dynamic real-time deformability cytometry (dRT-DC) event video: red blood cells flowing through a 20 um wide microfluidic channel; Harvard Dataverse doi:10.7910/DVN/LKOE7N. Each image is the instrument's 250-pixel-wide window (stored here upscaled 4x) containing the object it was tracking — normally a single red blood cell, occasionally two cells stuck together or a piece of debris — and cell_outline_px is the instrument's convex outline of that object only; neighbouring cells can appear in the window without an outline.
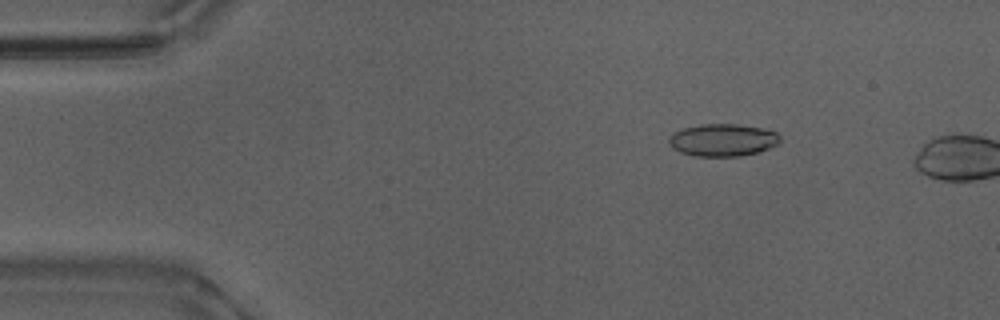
{"species": "Egyptian fruit bat (a non-hibernating species)", "species_latin": "Rousettus aegyptiacus", "temperature_condition": "warm", "stored_images_in_passage": 9, "camera_frame_rate_fps": 3000, "um_per_image_px": 0.085, "animal": {"sex": "male"}, "frame": {"image": 1, "passage_image": 7, "time_ms": 2.0, "image_size_px": [1000, 320], "cell_outline_px": [[780, 140], [776, 144], [768, 148], [756, 152], [740, 156], [692, 156], [680, 152], [672, 148], [668, 144], [668, 140], [672, 132], [684, 128], [700, 124], [736, 124], [764, 128], [776, 132], [780, 136]], "centroid_in_image_um": [61.39, 11.9], "position_along_channel_um": 23.6, "area_um2": 21.04}}